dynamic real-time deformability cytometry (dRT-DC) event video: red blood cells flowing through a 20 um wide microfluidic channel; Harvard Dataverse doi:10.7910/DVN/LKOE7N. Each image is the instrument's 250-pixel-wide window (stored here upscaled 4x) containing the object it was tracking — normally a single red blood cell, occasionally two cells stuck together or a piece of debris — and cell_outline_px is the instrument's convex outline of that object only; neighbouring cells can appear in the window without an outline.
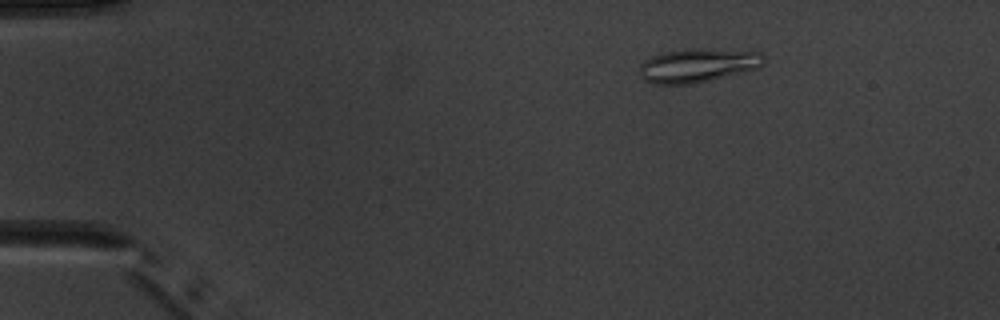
{"species": "common noctule bat (a hibernating species)", "species_latin": "Nyctalus noctula", "temperature_condition": "warm", "stored_images_in_passage": 3, "camera_frame_rate_fps": 3000, "um_per_image_px": 0.085, "animal": {"sex": "male", "body_mass_g": 20.1, "forearm_length_mm": 53.5}, "frame": {"image": 1, "passage_image": 1, "time_ms": 0.0, "image_size_px": [1000, 320], "cell_outline_px": [[764, 64], [760, 68], [708, 80], [688, 84], [656, 84], [644, 80], [640, 76], [640, 64], [644, 60], [652, 56], [664, 52], [692, 48], [708, 48], [760, 52], [764, 56]], "centroid_in_image_um": [59.32, 5.54], "position_along_channel_um": 25.7, "area_um2": 24.51}}